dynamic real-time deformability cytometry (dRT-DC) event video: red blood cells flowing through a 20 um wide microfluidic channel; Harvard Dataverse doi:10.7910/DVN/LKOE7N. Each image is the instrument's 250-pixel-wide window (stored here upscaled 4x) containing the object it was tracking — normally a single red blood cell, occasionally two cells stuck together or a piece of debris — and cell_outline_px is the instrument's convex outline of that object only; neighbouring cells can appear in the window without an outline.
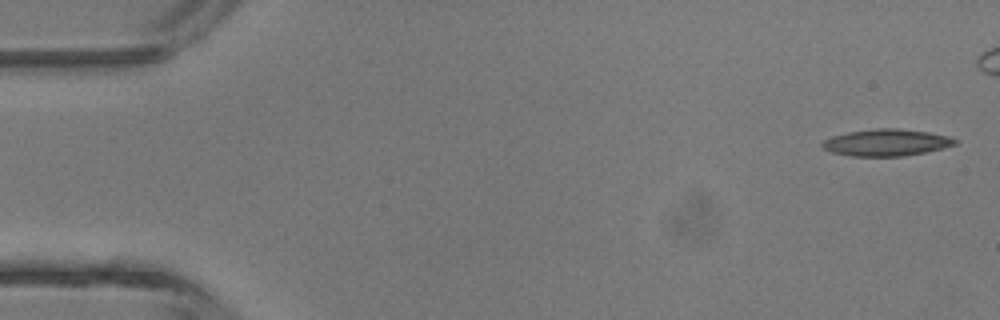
{"species": "common noctule bat (a hibernating species)", "species_latin": "Nyctalus noctula", "temperature_condition": "room temperature", "stored_images_in_passage": 6, "camera_frame_rate_fps": 3000, "um_per_image_px": 0.085, "animal": {"sex": "male", "body_mass_g": 13.3}, "frame": {"image": 1, "passage_image": 1, "time_ms": 0.0, "image_size_px": [1000, 320], "cell_outline_px": [[956, 144], [944, 148], [904, 156], [852, 156], [832, 152], [824, 148], [820, 144], [824, 140], [832, 136], [848, 132], [876, 128], [896, 128], [928, 132], [948, 136], [956, 140]], "centroid_in_image_um": [75.33, 12.11], "position_along_channel_um": 9.7, "area_um2": 20.58}}
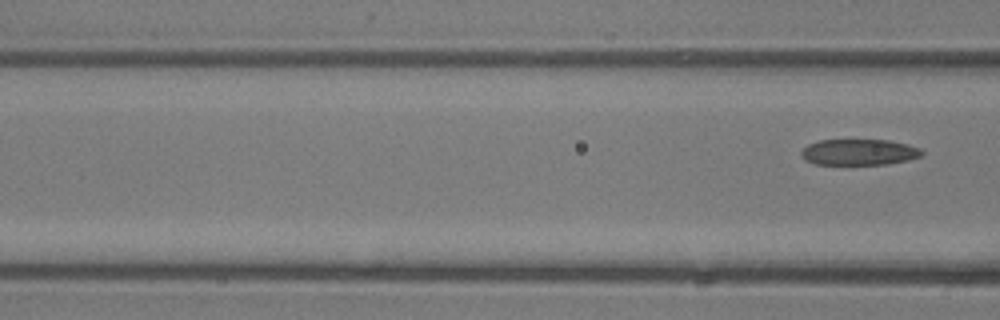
{"frame": {"image": 2, "passage_image": 6, "time_ms": 6.667, "image_size_px": [1000, 320], "cell_outline_px": [[924, 152], [920, 156], [908, 160], [888, 164], [816, 164], [804, 160], [800, 156], [800, 152], [808, 144], [820, 140], [888, 140], [908, 144], [920, 148]], "centroid_in_image_um": [73.01, 12.93], "position_along_channel_um": 93.6, "area_um2": 18.32}}